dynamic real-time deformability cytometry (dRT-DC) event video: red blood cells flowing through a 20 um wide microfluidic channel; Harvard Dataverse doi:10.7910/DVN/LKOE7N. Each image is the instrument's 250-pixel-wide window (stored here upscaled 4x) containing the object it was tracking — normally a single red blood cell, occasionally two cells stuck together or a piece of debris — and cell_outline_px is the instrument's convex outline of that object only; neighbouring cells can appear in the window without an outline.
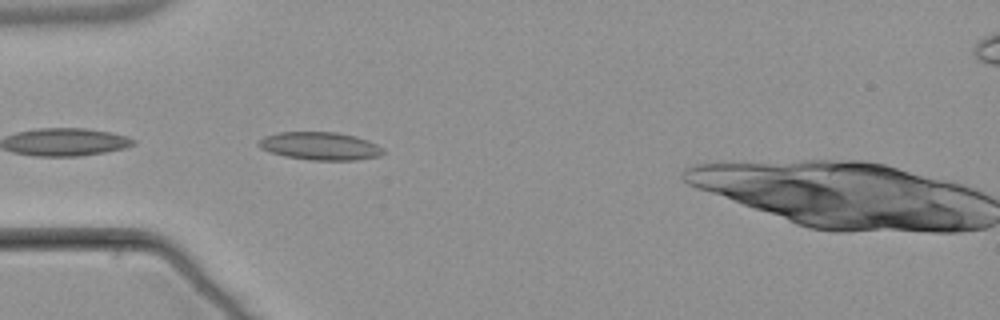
{"species": "common noctule bat (a hibernating species)", "species_latin": "Nyctalus noctula", "temperature_condition": "warm", "stored_images_in_passage": 4, "camera_frame_rate_fps": 3000, "um_per_image_px": 0.085, "animal": {"sex": "male", "body_mass_g": 21.5, "forearm_length_mm": 52.0}, "frame": {"image": 1, "passage_image": 3, "time_ms": 2.667, "image_size_px": [1000, 320], "cell_outline_px": [[384, 152], [380, 156], [356, 160], [312, 160], [284, 156], [260, 148], [256, 144], [264, 136], [276, 132], [336, 132], [356, 136], [368, 140], [384, 148]], "centroid_in_image_um": [27.22, 12.41], "position_along_channel_um": 57.8, "area_um2": 20.35}}